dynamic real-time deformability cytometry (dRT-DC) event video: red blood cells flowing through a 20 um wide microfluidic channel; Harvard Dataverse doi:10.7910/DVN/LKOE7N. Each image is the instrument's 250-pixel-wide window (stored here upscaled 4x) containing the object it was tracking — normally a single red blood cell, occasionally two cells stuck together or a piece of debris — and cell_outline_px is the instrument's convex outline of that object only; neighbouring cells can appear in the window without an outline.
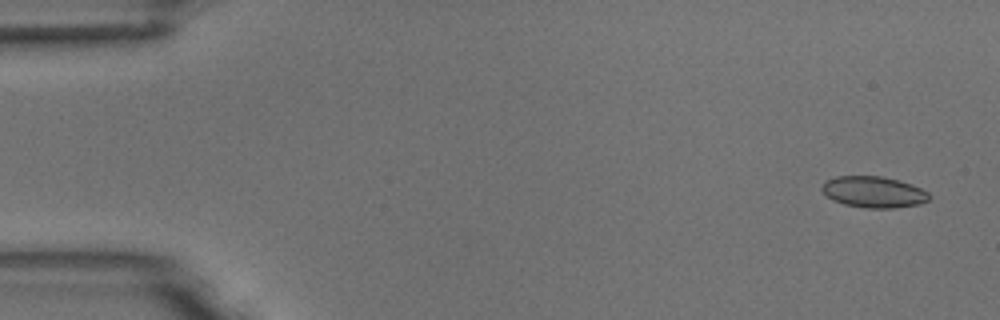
{"species": "common noctule bat (a hibernating species)", "species_latin": "Nyctalus noctula", "temperature_condition": "room temperature", "stored_images_in_passage": 2, "camera_frame_rate_fps": 3000, "um_per_image_px": 0.085, "animal": {"sex": "male", "body_mass_g": 18.8}, "frame": {"image": 1, "passage_image": 1, "time_ms": 0.0, "image_size_px": [1000, 320], "cell_outline_px": [[928, 200], [920, 204], [892, 208], [864, 208], [844, 204], [832, 200], [820, 188], [824, 180], [836, 176], [880, 176], [900, 180], [912, 184], [928, 192]], "centroid_in_image_um": [74.23, 16.31], "position_along_channel_um": 10.8, "area_um2": 19.59}}